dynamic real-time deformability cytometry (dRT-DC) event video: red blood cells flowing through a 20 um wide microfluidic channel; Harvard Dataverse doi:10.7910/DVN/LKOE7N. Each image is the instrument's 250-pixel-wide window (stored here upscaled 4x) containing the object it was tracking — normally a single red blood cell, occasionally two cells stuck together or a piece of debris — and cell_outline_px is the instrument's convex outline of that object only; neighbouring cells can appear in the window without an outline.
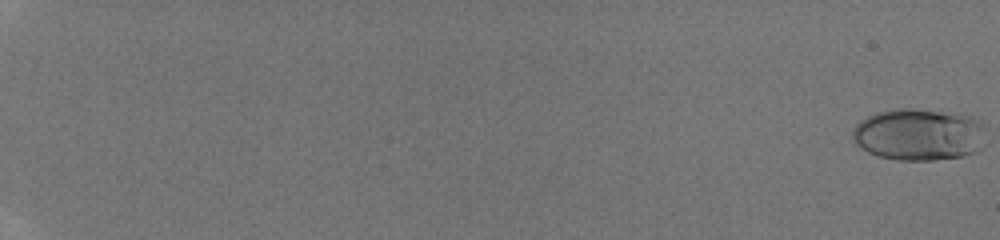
{"species": "human", "species_latin": "Homo sapiens", "temperature_condition": "room temperature", "stored_images_in_passage": 73, "camera_frame_rate_fps": 3000, "um_per_image_px": 0.085, "donor": {"sex": "male"}, "frame": {"image": 1, "passage_image": 1, "time_ms": 0.0, "image_size_px": [1000, 240], "cell_outline_px": [[980, 148], [976, 152], [960, 156], [932, 160], [896, 160], [880, 156], [868, 152], [856, 144], [852, 140], [852, 132], [856, 124], [860, 120], [876, 112], [896, 108], [912, 108], [956, 112], [972, 116], [980, 128]], "centroid_in_image_um": [78.0, 11.41], "position_along_channel_um": 7.0, "area_um2": 40.06}}
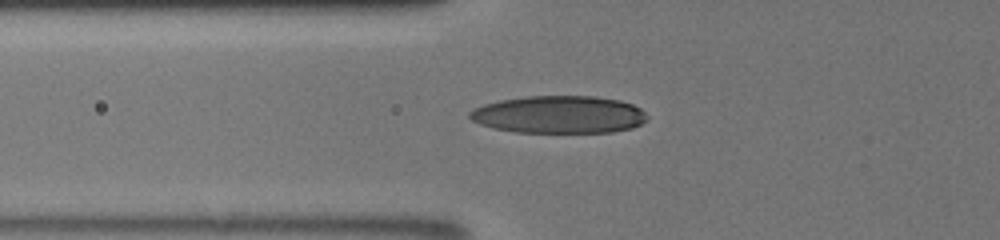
{"frame": {"image": 2, "passage_image": 36, "time_ms": 8.0, "image_size_px": [1000, 240], "cell_outline_px": [[648, 116], [640, 124], [632, 128], [612, 132], [516, 132], [492, 128], [480, 124], [472, 120], [468, 116], [468, 112], [472, 108], [484, 104], [500, 100], [524, 96], [596, 96], [620, 100], [632, 104], [640, 108]], "centroid_in_image_um": [47.48, 9.73], "position_along_channel_um": 78.3, "area_um2": 38.96}}
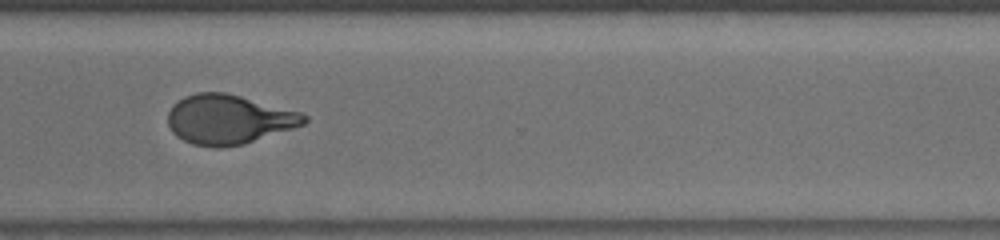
{"frame": {"image": 3, "passage_image": 72, "time_ms": 14.667, "image_size_px": [1000, 240], "cell_outline_px": [[308, 120], [304, 124], [244, 144], [220, 148], [216, 148], [192, 144], [176, 136], [172, 132], [168, 124], [168, 112], [172, 104], [184, 96], [196, 92], [224, 92], [240, 96], [300, 112], [308, 116]], "centroid_in_image_um": [19.4, 10.15], "position_along_channel_um": 351.2, "area_um2": 39.19}}